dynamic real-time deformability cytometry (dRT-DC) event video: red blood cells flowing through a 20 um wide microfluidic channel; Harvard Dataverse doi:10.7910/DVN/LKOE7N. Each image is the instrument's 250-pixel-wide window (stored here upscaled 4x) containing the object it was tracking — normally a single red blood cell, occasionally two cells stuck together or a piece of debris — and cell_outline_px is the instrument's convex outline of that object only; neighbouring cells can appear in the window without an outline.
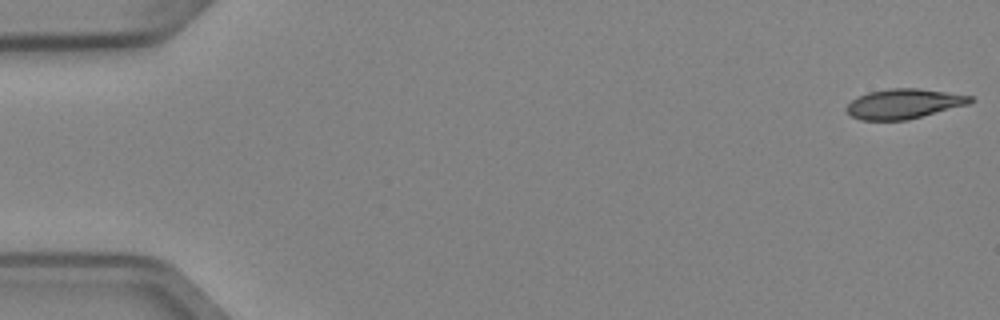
{"species": "Egyptian fruit bat (a non-hibernating species)", "species_latin": "Rousettus aegyptiacus", "temperature_condition": "cold", "stored_images_in_passage": 51, "camera_frame_rate_fps": 3000, "um_per_image_px": 0.085, "animal": {"sex": "female"}, "frame": {"image": 1, "passage_image": 1, "time_ms": 0.0, "image_size_px": [1000, 320], "cell_outline_px": [[976, 100], [968, 104], [908, 120], [860, 120], [852, 116], [844, 108], [852, 100], [868, 92], [892, 88], [916, 88], [972, 96]], "centroid_in_image_um": [76.82, 8.83], "position_along_channel_um": 8.2, "area_um2": 21.33}}
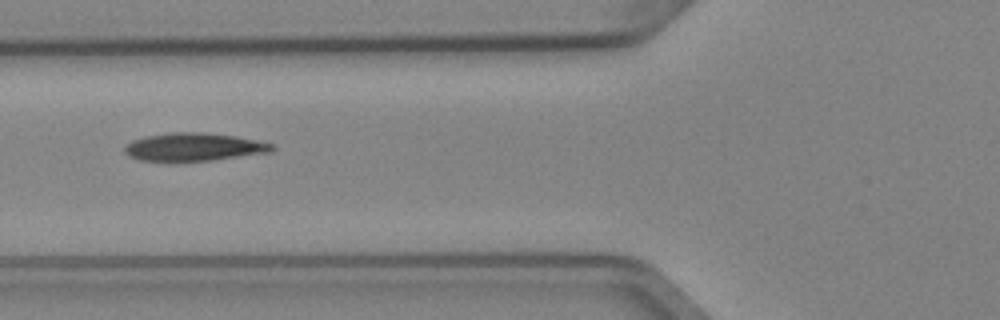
{"frame": {"image": 2, "passage_image": 20, "time_ms": 6.333, "image_size_px": [1000, 320], "cell_outline_px": [[276, 148], [272, 152], [212, 160], [172, 164], [140, 160], [128, 156], [124, 152], [124, 148], [132, 140], [144, 136], [168, 132], [204, 132], [236, 136], [256, 140], [272, 144]], "centroid_in_image_um": [16.42, 12.52], "position_along_channel_um": 109.4, "area_um2": 24.97}}
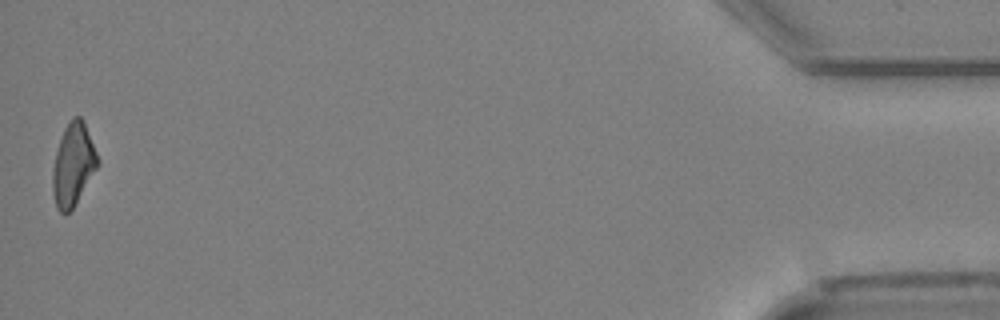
{"frame": {"image": 3, "passage_image": 51, "time_ms": 16.667, "image_size_px": [1000, 320], "cell_outline_px": [[100, 164], [72, 208], [68, 212], [60, 212], [56, 208], [52, 192], [52, 172], [56, 152], [64, 128], [72, 116], [80, 116], [84, 120], [100, 160]], "centroid_in_image_um": [6.23, 13.96], "position_along_channel_um": 429.0, "area_um2": 21.68}, "authors_computed_cell_mechanics": {"area_um2": 23.3512, "velocity_mm_per_s": 3.9685, "shape_relaxation_time_tau1_ms": 8.3549, "shape_relaxation_time_tau2_ms": 8.2498, "deformation_change_tau1": 0.1554, "deformation_change_tau2": 0.1913}}